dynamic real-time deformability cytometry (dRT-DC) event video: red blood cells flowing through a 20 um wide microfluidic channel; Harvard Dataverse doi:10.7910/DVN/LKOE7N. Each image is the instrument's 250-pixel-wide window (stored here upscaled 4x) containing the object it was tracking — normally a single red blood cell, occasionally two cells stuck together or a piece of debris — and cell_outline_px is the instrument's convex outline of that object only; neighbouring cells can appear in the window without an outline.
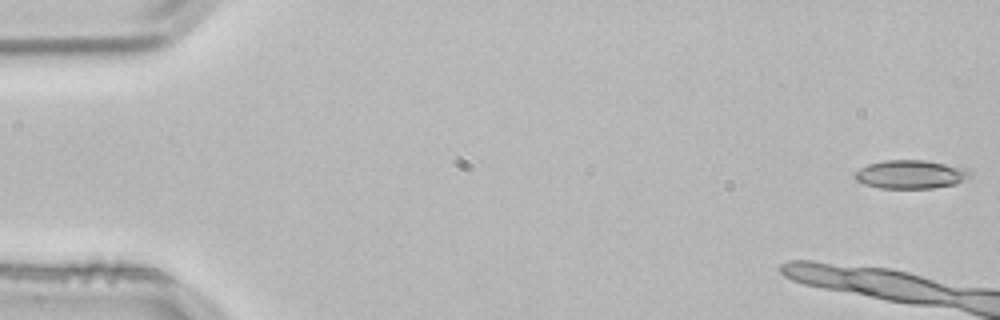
{"species": "common noctule bat (a hibernating species)", "species_latin": "Nyctalus noctula", "temperature_condition": "room temperature", "stored_images_in_passage": 2, "segment_of_instrument_passage": [2, 2], "camera_frame_rate_fps": 3000, "um_per_image_px": 0.085, "animal": {"sex": "male", "body_mass_g": 21.5, "forearm_length_mm": 52.0}, "frame": {"image": 1, "passage_image": 2, "time_ms": 0.333, "image_size_px": [1000, 320], "cell_outline_px": [[972, 176], [956, 184], [932, 188], [880, 188], [864, 184], [856, 180], [852, 176], [860, 168], [868, 164], [884, 160], [924, 160], [968, 168]], "centroid_in_image_um": [77.41, 14.82], "position_along_channel_um": 7.6, "area_um2": 19.25}}